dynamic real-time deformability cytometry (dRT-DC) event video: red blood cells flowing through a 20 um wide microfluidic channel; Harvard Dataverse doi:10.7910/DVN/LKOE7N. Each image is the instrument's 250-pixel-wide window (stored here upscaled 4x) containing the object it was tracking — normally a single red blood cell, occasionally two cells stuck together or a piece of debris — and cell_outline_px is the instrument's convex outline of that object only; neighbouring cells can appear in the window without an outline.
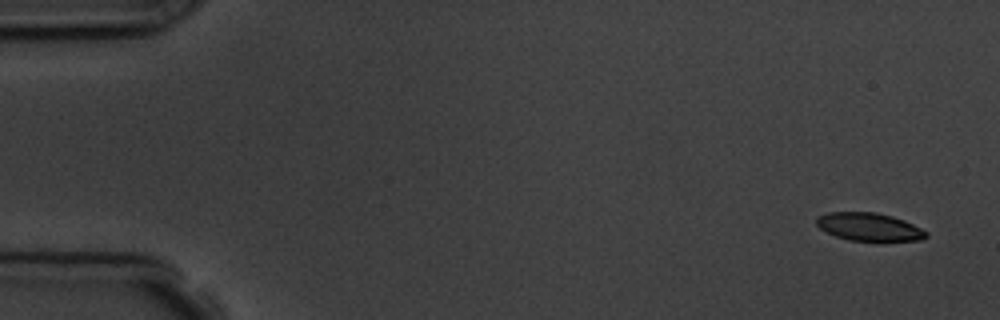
{"species": "common noctule bat (a hibernating species)", "species_latin": "Nyctalus noctula", "temperature_condition": "room temperature", "stored_images_in_passage": 6, "camera_frame_rate_fps": 3000, "um_per_image_px": 0.085, "animal": {"sex": "male", "body_mass_g": 19.5, "forearm_length_mm": 54.6}, "frame": {"image": 1, "passage_image": 1, "time_ms": 0.0, "image_size_px": [1000, 320], "cell_outline_px": [[928, 236], [920, 240], [848, 240], [836, 236], [820, 228], [816, 224], [816, 216], [828, 212], [876, 212], [892, 216], [904, 220], [928, 232]], "centroid_in_image_um": [73.85, 19.26], "position_along_channel_um": 11.1, "area_um2": 17.69}}
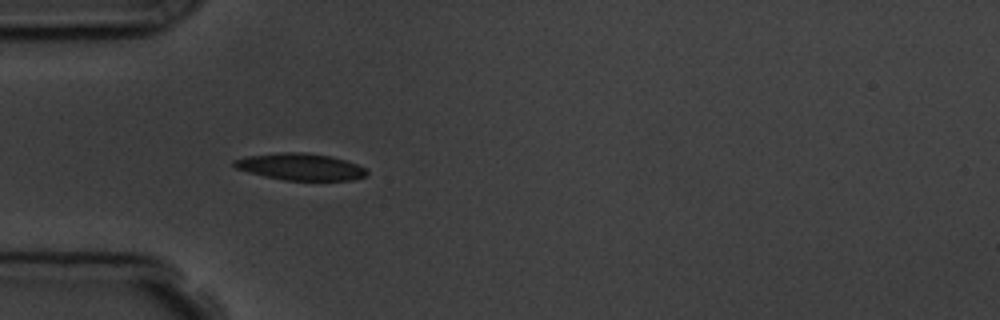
{"frame": {"image": 2, "passage_image": 5, "time_ms": 4.667, "image_size_px": [1000, 320], "cell_outline_px": [[368, 172], [364, 176], [352, 180], [284, 180], [264, 176], [248, 172], [236, 168], [232, 164], [232, 160], [248, 156], [280, 152], [304, 152], [328, 156], [344, 160], [356, 164], [364, 168]], "centroid_in_image_um": [25.49, 14.17], "position_along_channel_um": 59.5, "area_um2": 20.52}}